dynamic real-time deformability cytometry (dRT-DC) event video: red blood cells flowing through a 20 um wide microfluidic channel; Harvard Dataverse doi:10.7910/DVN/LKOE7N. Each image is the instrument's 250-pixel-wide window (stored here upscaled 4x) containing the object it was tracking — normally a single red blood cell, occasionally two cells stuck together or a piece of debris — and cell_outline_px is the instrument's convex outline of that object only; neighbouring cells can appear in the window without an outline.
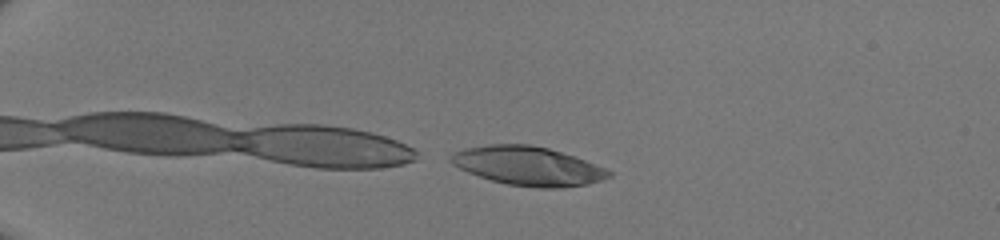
{"species": "human", "species_latin": "Homo sapiens", "temperature_condition": "room temperature", "stored_images_in_passage": 37, "camera_frame_rate_fps": 3000, "um_per_image_px": 0.085, "donor": {"sex": "male"}, "frame": {"image": 1, "passage_image": 1, "time_ms": 0.0, "image_size_px": [1000, 240], "cell_outline_px": [[612, 176], [588, 184], [560, 188], [540, 188], [508, 184], [492, 180], [468, 172], [452, 164], [448, 160], [448, 156], [452, 152], [464, 148], [488, 144], [532, 144], [548, 148], [584, 160], [604, 168], [612, 172]], "centroid_in_image_um": [44.83, 14.1], "position_along_channel_um": 40.2, "area_um2": 35.66}}
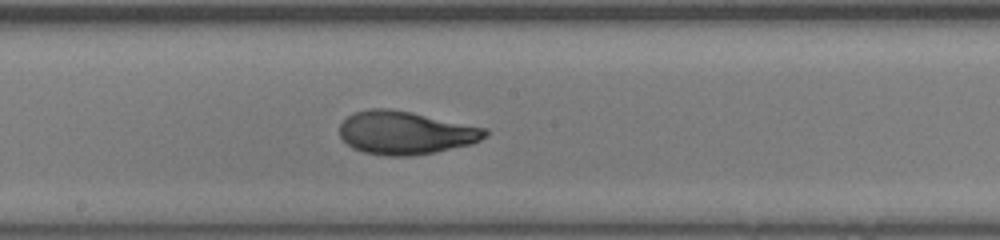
{"frame": {"image": 2, "passage_image": 18, "time_ms": 5.667, "image_size_px": [1000, 240], "cell_outline_px": [[488, 136], [472, 144], [436, 152], [408, 156], [388, 156], [364, 152], [352, 148], [340, 136], [340, 124], [348, 116], [356, 112], [368, 108], [388, 108], [412, 112], [488, 128]], "centroid_in_image_um": [34.5, 11.28], "position_along_channel_um": 213.7, "area_um2": 36.76}}
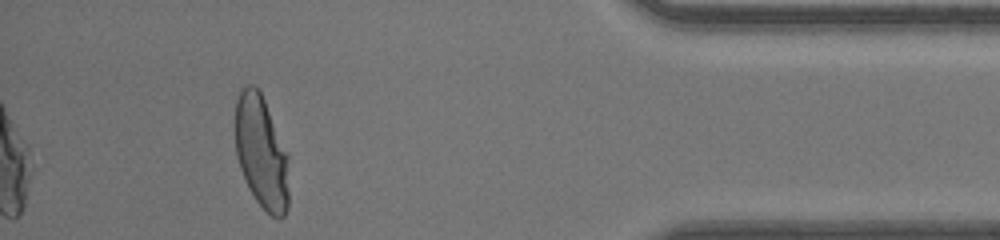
{"frame": {"image": 3, "passage_image": 34, "time_ms": 11.0, "image_size_px": [1000, 240], "cell_outline_px": [[288, 208], [284, 216], [272, 216], [256, 200], [248, 188], [240, 168], [236, 156], [236, 100], [240, 88], [248, 84], [256, 84], [260, 88], [288, 152]], "centroid_in_image_um": [22.22, 12.86], "position_along_channel_um": 413.0, "area_um2": 35.78}}